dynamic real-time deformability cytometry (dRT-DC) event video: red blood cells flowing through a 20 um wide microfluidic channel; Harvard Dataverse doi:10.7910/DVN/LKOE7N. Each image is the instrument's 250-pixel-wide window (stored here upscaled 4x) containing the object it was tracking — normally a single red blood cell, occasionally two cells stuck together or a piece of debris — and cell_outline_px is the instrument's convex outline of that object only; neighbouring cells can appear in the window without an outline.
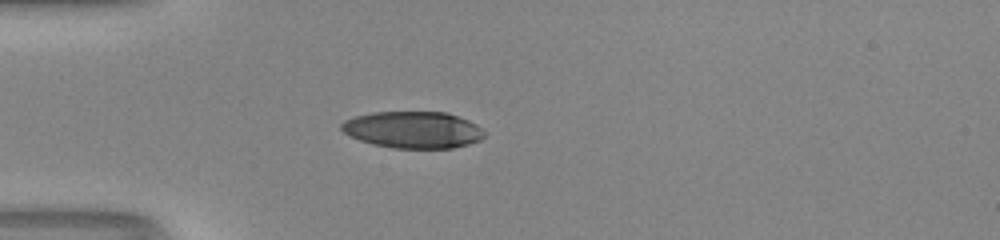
{"species": "human", "species_latin": "Homo sapiens", "temperature_condition": "room temperature", "stored_images_in_passage": 37, "camera_frame_rate_fps": 3000, "um_per_image_px": 0.085, "donor": {"sex": "male"}, "frame": {"image": 1, "passage_image": 1, "time_ms": 0.0, "image_size_px": [1000, 240], "cell_outline_px": [[484, 136], [480, 140], [468, 144], [452, 148], [392, 148], [372, 144], [360, 140], [344, 132], [340, 128], [340, 124], [344, 120], [356, 116], [372, 112], [448, 112], [468, 120], [476, 124], [484, 132]], "centroid_in_image_um": [35.1, 11.03], "position_along_channel_um": 49.9, "area_um2": 30.58}}
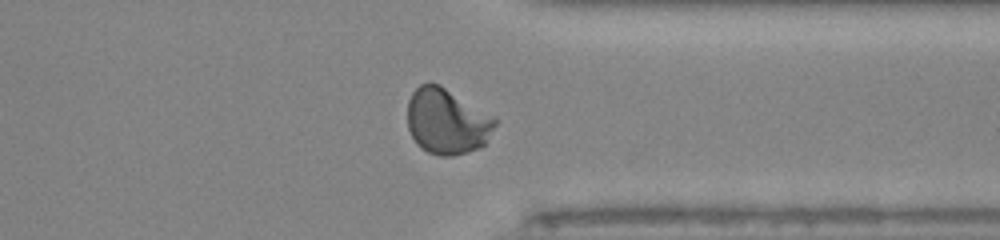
{"frame": {"image": 2, "passage_image": 26, "time_ms": 8.333, "image_size_px": [1000, 240], "cell_outline_px": [[496, 124], [484, 144], [480, 148], [468, 152], [452, 156], [440, 156], [428, 152], [420, 148], [416, 144], [408, 128], [408, 100], [412, 92], [420, 84], [428, 80], [440, 84], [496, 116]], "centroid_in_image_um": [37.99, 10.29], "position_along_channel_um": 373.4, "area_um2": 34.1}}
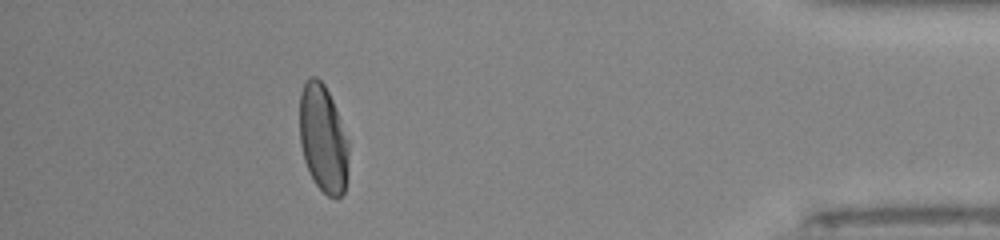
{"frame": {"image": 3, "passage_image": 32, "time_ms": 10.333, "image_size_px": [1000, 240], "cell_outline_px": [[348, 172], [344, 192], [336, 200], [328, 196], [316, 184], [304, 160], [300, 144], [300, 92], [308, 76], [316, 76], [324, 84], [332, 100], [348, 140]], "centroid_in_image_um": [27.46, 11.79], "position_along_channel_um": 407.7, "area_um2": 30.75}, "authors_computed_cell_mechanics": {"area_um2": 31.9056, "velocity_mm_per_s": 4.0987, "shape_relaxation_time_tau1_ms": 4.8771, "shape_relaxation_time_tau2_ms": 0.7416, "deformation_change_tau1": 0.2033, "deformation_change_tau2": 0.036}}